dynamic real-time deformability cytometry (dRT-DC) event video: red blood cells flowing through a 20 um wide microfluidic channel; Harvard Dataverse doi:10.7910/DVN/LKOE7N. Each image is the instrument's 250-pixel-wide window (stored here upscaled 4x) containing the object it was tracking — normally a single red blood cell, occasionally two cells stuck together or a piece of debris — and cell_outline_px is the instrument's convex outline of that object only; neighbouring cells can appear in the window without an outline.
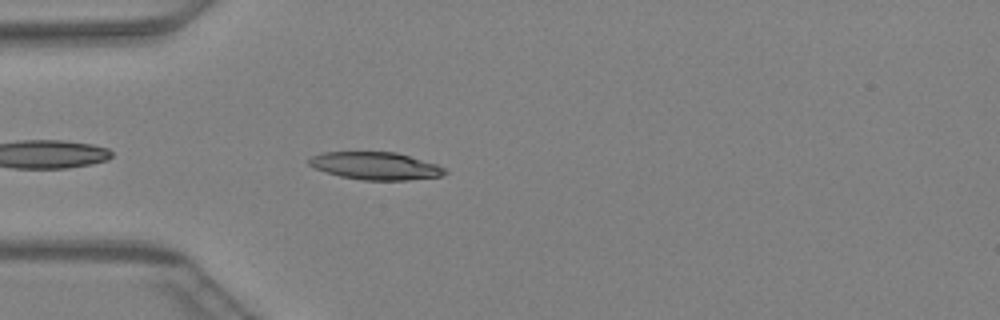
{"species": "Egyptian fruit bat (a non-hibernating species)", "species_latin": "Rousettus aegyptiacus", "temperature_condition": "warm", "stored_images_in_passage": 13, "camera_frame_rate_fps": 3000, "um_per_image_px": 0.085, "animal": {"sex": "female"}, "frame": {"image": 1, "passage_image": 1, "time_ms": 0.0, "image_size_px": [1000, 320], "cell_outline_px": [[448, 172], [440, 176], [408, 180], [364, 180], [340, 176], [316, 168], [308, 164], [308, 160], [312, 156], [324, 152], [396, 152], [436, 164], [444, 168]], "centroid_in_image_um": [31.93, 14.1], "position_along_channel_um": 53.1, "area_um2": 21.56}}
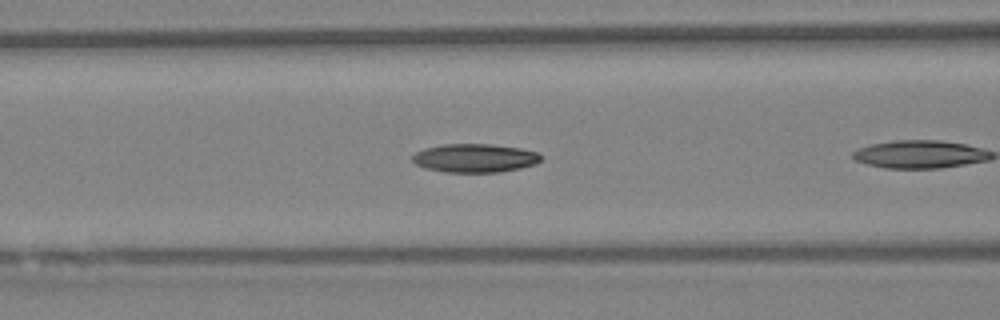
{"frame": {"image": 2, "passage_image": 4, "time_ms": 1.0, "image_size_px": [1000, 320], "cell_outline_px": [[544, 156], [536, 164], [520, 168], [500, 172], [444, 172], [424, 168], [416, 164], [412, 160], [412, 156], [416, 152], [424, 148], [444, 144], [488, 144], [520, 148], [540, 152]], "centroid_in_image_um": [40.38, 13.44], "position_along_channel_um": 126.2, "area_um2": 21.56}}